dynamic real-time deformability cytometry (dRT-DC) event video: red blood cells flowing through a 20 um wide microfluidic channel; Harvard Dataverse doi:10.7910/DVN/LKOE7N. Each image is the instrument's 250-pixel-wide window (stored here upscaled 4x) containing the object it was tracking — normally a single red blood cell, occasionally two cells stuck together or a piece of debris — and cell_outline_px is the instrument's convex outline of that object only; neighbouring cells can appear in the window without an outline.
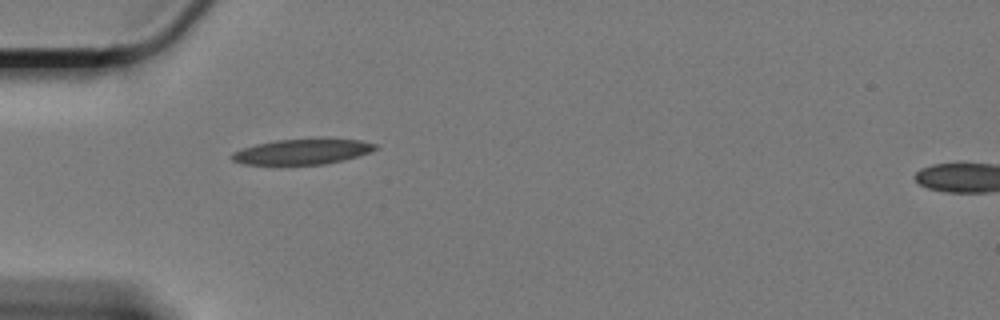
{"species": "Egyptian fruit bat (a non-hibernating species)", "species_latin": "Rousettus aegyptiacus", "temperature_condition": "cold", "stored_images_in_passage": 27, "camera_frame_rate_fps": 3000, "um_per_image_px": 0.085, "animal": {"sex": "female"}, "frame": {"image": 1, "passage_image": 1, "time_ms": 0.0, "image_size_px": [1000, 320], "cell_outline_px": [[376, 148], [372, 152], [344, 160], [324, 164], [244, 164], [232, 160], [232, 152], [256, 144], [276, 140], [320, 136], [324, 136], [360, 140], [376, 144]], "centroid_in_image_um": [25.78, 12.84], "position_along_channel_um": 59.2, "area_um2": 21.85}}
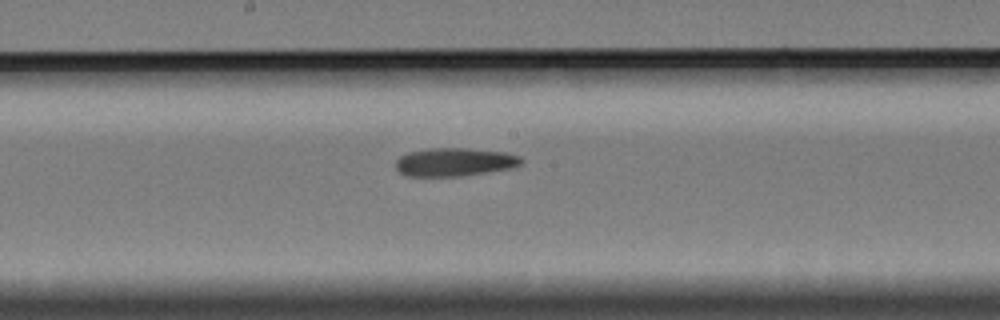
{"frame": {"image": 2, "passage_image": 15, "time_ms": 4.667, "image_size_px": [1000, 320], "cell_outline_px": [[524, 160], [520, 164], [512, 168], [460, 176], [404, 176], [396, 168], [396, 160], [400, 156], [408, 152], [428, 148], [468, 148], [504, 152], [520, 156]], "centroid_in_image_um": [38.62, 13.77], "position_along_channel_um": 209.6, "area_um2": 20.75}}
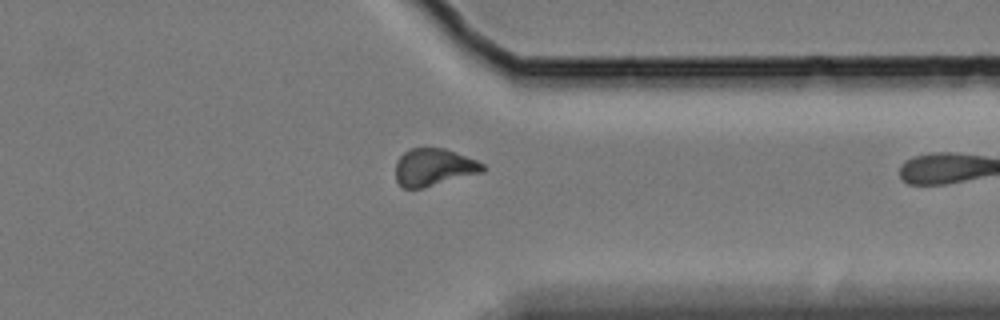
{"frame": {"image": 3, "passage_image": 26, "time_ms": 8.333, "image_size_px": [1000, 320], "cell_outline_px": [[488, 168], [484, 172], [420, 188], [404, 188], [396, 180], [396, 160], [404, 152], [412, 148], [444, 148], [476, 160], [484, 164]], "centroid_in_image_um": [36.89, 14.21], "position_along_channel_um": 374.5, "area_um2": 18.84}}